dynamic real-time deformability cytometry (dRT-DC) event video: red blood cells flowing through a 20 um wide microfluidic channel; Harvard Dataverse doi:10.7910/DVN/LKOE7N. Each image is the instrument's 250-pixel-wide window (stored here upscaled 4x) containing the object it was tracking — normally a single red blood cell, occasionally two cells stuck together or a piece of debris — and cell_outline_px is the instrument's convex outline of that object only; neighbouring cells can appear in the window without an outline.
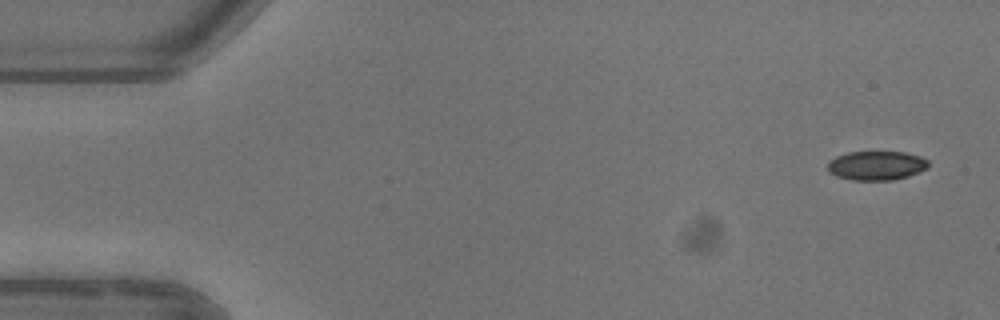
{"species": "common noctule bat (a hibernating species)", "species_latin": "Nyctalus noctula", "temperature_condition": "warm", "stored_images_in_passage": 4, "camera_frame_rate_fps": 3000, "um_per_image_px": 0.085, "animal": {"sex": "female"}, "frame": {"image": 1, "passage_image": 1, "time_ms": 0.0, "image_size_px": [1000, 320], "cell_outline_px": [[928, 168], [920, 172], [908, 176], [892, 180], [852, 180], [836, 176], [828, 172], [828, 160], [836, 156], [848, 152], [904, 152], [920, 156], [928, 160]], "centroid_in_image_um": [74.49, 14.07], "position_along_channel_um": 10.5, "area_um2": 17.22}}
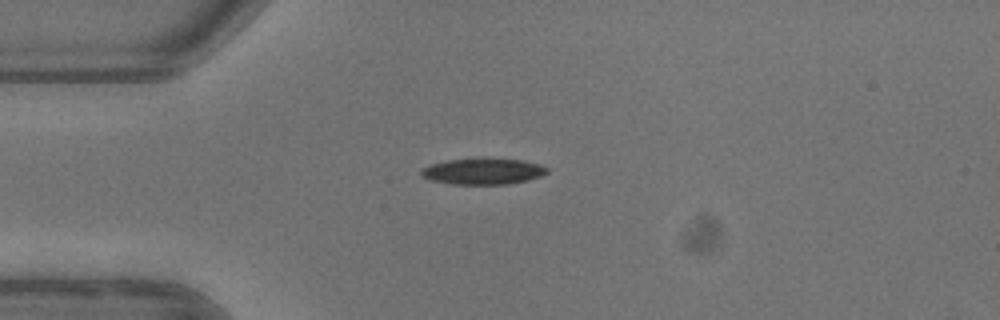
{"frame": {"image": 2, "passage_image": 4, "time_ms": 3.667, "image_size_px": [1000, 320], "cell_outline_px": [[548, 172], [540, 176], [528, 180], [508, 184], [452, 184], [432, 180], [420, 176], [420, 172], [424, 168], [432, 164], [448, 160], [480, 156], [524, 160], [540, 164], [548, 168]], "centroid_in_image_um": [41.08, 14.53], "position_along_channel_um": 43.9, "area_um2": 19.65}}